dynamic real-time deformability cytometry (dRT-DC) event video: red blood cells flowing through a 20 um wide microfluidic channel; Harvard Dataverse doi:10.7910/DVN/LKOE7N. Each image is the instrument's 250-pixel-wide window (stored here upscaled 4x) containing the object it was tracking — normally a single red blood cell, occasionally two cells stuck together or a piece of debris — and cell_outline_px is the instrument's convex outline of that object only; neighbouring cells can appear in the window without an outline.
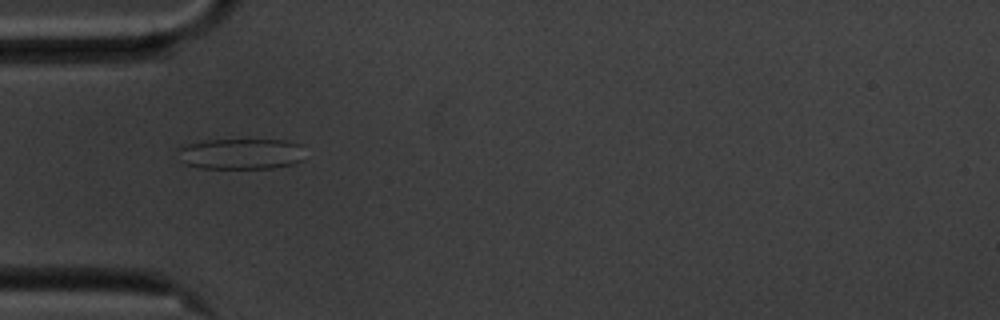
{"species": "common noctule bat (a hibernating species)", "species_latin": "Nyctalus noctula", "temperature_condition": "cold", "stored_images_in_passage": 37, "camera_frame_rate_fps": 3000, "um_per_image_px": 0.085, "animal": {"sex": "male", "body_mass_g": 20.1, "forearm_length_mm": 53.5}, "frame": {"image": 1, "passage_image": 1, "time_ms": 0.0, "image_size_px": [1000, 320], "cell_outline_px": [[304, 160], [292, 164], [272, 168], [200, 168], [188, 164], [180, 160], [180, 144], [204, 140], [288, 140], [300, 144]], "centroid_in_image_um": [20.48, 13.07], "position_along_channel_um": 64.5, "area_um2": 22.89}}
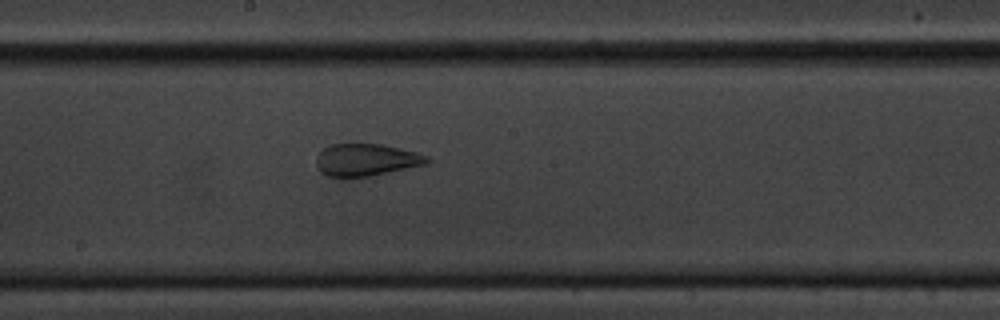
{"frame": {"image": 2, "passage_image": 14, "time_ms": 4.333, "image_size_px": [1000, 320], "cell_outline_px": [[432, 160], [428, 164], [368, 176], [344, 180], [340, 180], [328, 176], [320, 172], [316, 168], [316, 156], [328, 144], [380, 144], [400, 148], [416, 152], [428, 156]], "centroid_in_image_um": [31.08, 13.62], "position_along_channel_um": 217.1, "area_um2": 21.39}}
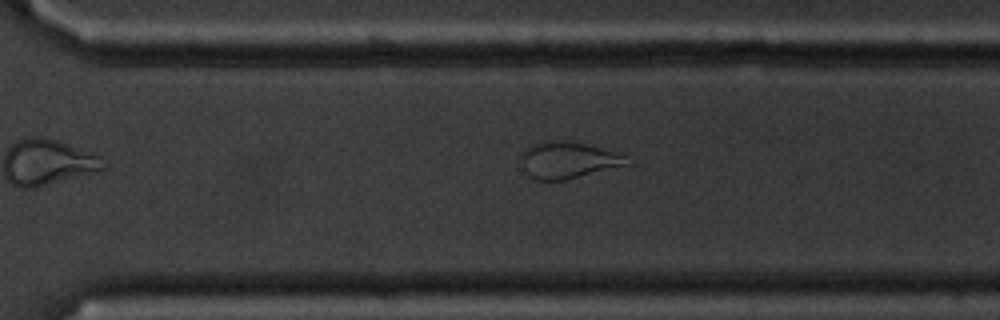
{"frame": {"image": 3, "passage_image": 23, "time_ms": 7.333, "image_size_px": [1000, 320], "cell_outline_px": [[632, 164], [564, 180], [536, 180], [528, 176], [520, 160], [520, 152], [524, 148], [540, 140], [564, 140], [584, 144], [616, 152], [624, 156]], "centroid_in_image_um": [48.22, 13.6], "position_along_channel_um": 322.4, "area_um2": 22.77}, "authors_computed_cell_mechanics": {"area_um2": 21.7906, "velocity_mm_per_s": 3.5235, "shape_relaxation_time_tau1_ms": null, "shape_relaxation_time_tau2_ms": 1.3751, "deformation_change_tau1": null, "deformation_change_tau2": 0.0898}}